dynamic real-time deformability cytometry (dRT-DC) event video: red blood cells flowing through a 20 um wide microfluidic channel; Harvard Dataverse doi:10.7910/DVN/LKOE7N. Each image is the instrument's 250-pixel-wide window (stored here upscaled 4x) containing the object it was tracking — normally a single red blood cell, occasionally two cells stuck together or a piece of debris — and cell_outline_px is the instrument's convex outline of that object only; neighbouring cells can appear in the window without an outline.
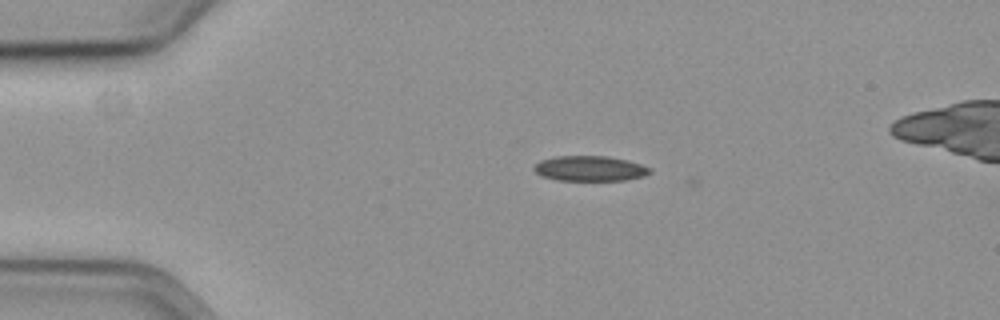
{"species": "common noctule bat (a hibernating species)", "species_latin": "Nyctalus noctula", "temperature_condition": "cold", "stored_images_in_passage": 4, "camera_frame_rate_fps": 3000, "um_per_image_px": 0.085, "animal": {"sex": "female", "body_mass_g": 19.3, "forearm_length_mm": 54.1}, "frame": {"image": 1, "passage_image": 3, "time_ms": 0.667, "image_size_px": [1000, 320], "cell_outline_px": [[652, 172], [644, 176], [628, 180], [556, 180], [540, 176], [532, 168], [540, 160], [556, 156], [608, 156], [628, 160], [652, 168]], "centroid_in_image_um": [50.15, 14.32], "position_along_channel_um": 34.8, "area_um2": 17.17}}